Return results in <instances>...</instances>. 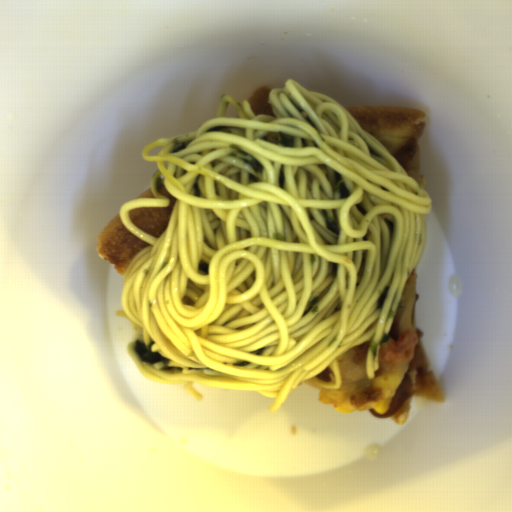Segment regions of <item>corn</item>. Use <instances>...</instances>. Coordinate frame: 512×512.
Returning a JSON list of instances; mask_svg holds the SVG:
<instances>
[{
	"mask_svg": "<svg viewBox=\"0 0 512 512\" xmlns=\"http://www.w3.org/2000/svg\"><path fill=\"white\" fill-rule=\"evenodd\" d=\"M401 380L402 375L397 373H388L375 378L373 386L379 395V401L373 406V410L377 414L387 413Z\"/></svg>",
	"mask_w": 512,
	"mask_h": 512,
	"instance_id": "51d56268",
	"label": "corn"
},
{
	"mask_svg": "<svg viewBox=\"0 0 512 512\" xmlns=\"http://www.w3.org/2000/svg\"><path fill=\"white\" fill-rule=\"evenodd\" d=\"M333 410L335 412H339V413H343V414H348L350 413L351 411L355 410L352 403H341V404H335L333 406Z\"/></svg>",
	"mask_w": 512,
	"mask_h": 512,
	"instance_id": "f1292c28",
	"label": "corn"
}]
</instances>
